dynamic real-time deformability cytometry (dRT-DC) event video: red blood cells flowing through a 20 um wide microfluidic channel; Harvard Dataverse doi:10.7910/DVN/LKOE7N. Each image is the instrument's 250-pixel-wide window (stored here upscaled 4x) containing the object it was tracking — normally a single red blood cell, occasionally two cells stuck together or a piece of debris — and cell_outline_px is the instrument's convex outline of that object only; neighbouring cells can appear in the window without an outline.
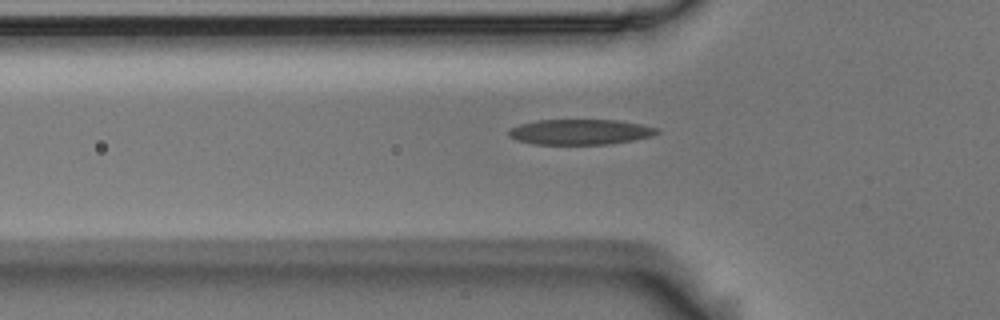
{"species": "Egyptian fruit bat (a non-hibernating species)", "species_latin": "Rousettus aegyptiacus", "temperature_condition": "room temperature", "stored_images_in_passage": 35, "camera_frame_rate_fps": 3000, "um_per_image_px": 0.085, "animal": {"sex": "male"}, "frame": {"image": 1, "passage_image": 5, "time_ms": 1.333, "image_size_px": [1000, 320], "cell_outline_px": [[660, 132], [652, 136], [632, 140], [608, 144], [532, 144], [516, 140], [508, 136], [508, 132], [512, 128], [520, 124], [536, 120], [620, 120], [640, 124], [656, 128]], "centroid_in_image_um": [49.29, 11.21], "position_along_channel_um": 76.5, "area_um2": 21.85}}
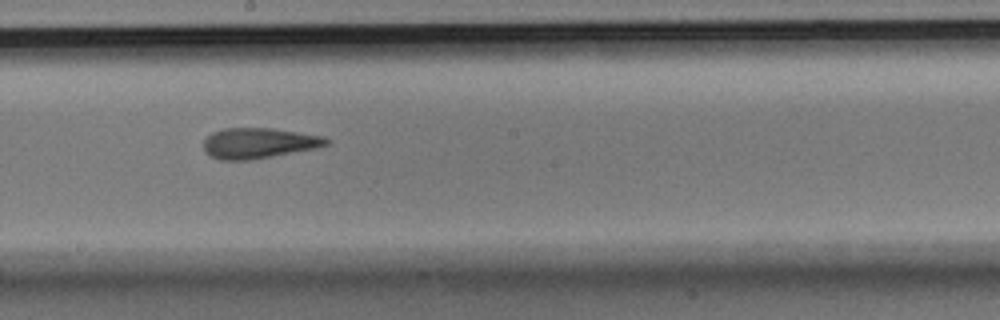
{"frame": {"image": 2, "passage_image": 17, "time_ms": 5.333, "image_size_px": [1000, 320], "cell_outline_px": [[332, 140], [328, 144], [316, 148], [252, 160], [220, 160], [208, 156], [204, 152], [204, 140], [212, 132], [224, 128], [272, 128], [324, 136]], "centroid_in_image_um": [21.98, 12.17], "position_along_channel_um": 226.2, "area_um2": 22.02}}
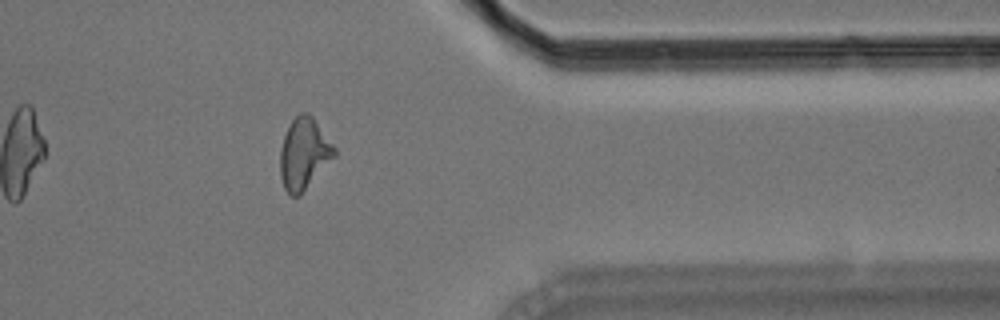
{"frame": {"image": 3, "passage_image": 31, "time_ms": 10.0, "image_size_px": [1000, 320], "cell_outline_px": [[336, 156], [300, 196], [288, 196], [284, 188], [280, 176], [280, 148], [284, 136], [292, 120], [300, 112], [308, 112], [312, 116], [336, 148]], "centroid_in_image_um": [25.84, 13.1], "position_along_channel_um": 385.6, "area_um2": 22.72}}